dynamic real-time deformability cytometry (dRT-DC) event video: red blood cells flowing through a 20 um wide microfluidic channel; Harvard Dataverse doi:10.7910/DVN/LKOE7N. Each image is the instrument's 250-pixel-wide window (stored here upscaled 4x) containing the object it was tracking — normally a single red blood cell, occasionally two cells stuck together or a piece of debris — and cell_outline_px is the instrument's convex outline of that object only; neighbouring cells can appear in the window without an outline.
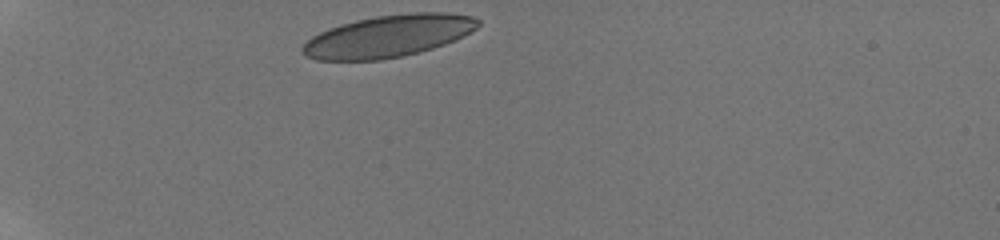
{"species": "human", "species_latin": "Homo sapiens", "temperature_condition": "room temperature", "stored_images_in_passage": 15, "camera_frame_rate_fps": 3000, "um_per_image_px": 0.085, "donor": {"sex": "male"}, "frame": {"image": 1, "passage_image": 1, "time_ms": 0.0, "image_size_px": [1000, 240], "cell_outline_px": [[480, 24], [476, 28], [464, 36], [444, 44], [420, 52], [404, 56], [380, 60], [316, 60], [304, 56], [300, 52], [300, 48], [312, 36], [328, 28], [340, 24], [356, 20], [376, 16], [412, 12], [444, 12], [472, 16], [480, 20]], "centroid_in_image_um": [32.99, 3.07], "position_along_channel_um": 52.0, "area_um2": 43.23}}
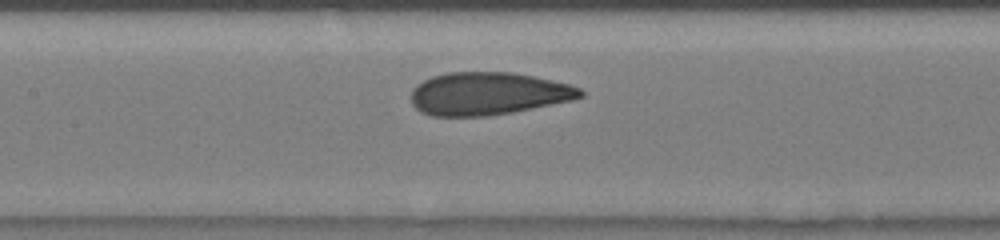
{"frame": {"image": 2, "passage_image": 10, "time_ms": 4.0, "image_size_px": [1000, 240], "cell_outline_px": [[584, 96], [572, 100], [512, 112], [484, 116], [432, 116], [420, 112], [412, 104], [412, 88], [416, 84], [432, 76], [448, 72], [512, 72], [532, 76], [568, 84], [580, 88], [584, 92]], "centroid_in_image_um": [41.45, 7.96], "position_along_channel_um": 165.9, "area_um2": 42.08}}
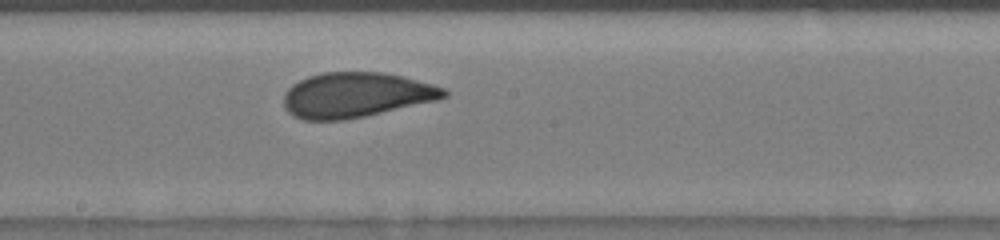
{"frame": {"image": 3, "passage_image": 13, "time_ms": 5.333, "image_size_px": [1000, 240], "cell_outline_px": [[448, 96], [440, 100], [364, 116], [344, 120], [304, 120], [292, 116], [284, 108], [284, 92], [292, 84], [308, 76], [324, 72], [384, 72], [404, 76], [432, 84], [444, 88], [448, 92]], "centroid_in_image_um": [30.27, 8.07], "position_along_channel_um": 217.9, "area_um2": 42.37}}